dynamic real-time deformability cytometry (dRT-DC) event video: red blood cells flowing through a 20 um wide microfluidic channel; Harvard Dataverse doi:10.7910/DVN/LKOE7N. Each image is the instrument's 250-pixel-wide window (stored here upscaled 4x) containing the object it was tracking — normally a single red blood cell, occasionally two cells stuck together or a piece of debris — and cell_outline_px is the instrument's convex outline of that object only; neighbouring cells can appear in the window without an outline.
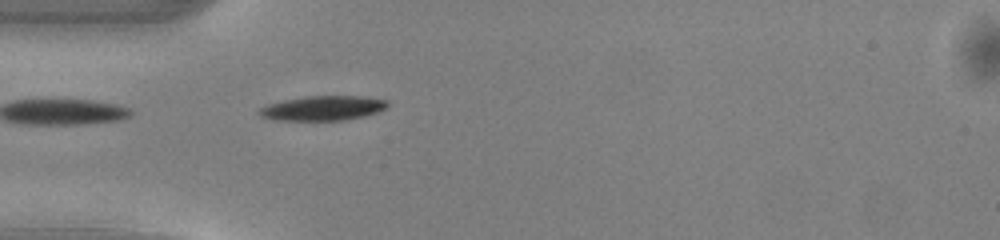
{"species": "common noctule bat (a hibernating species)", "species_latin": "Nyctalus noctula", "temperature_condition": "warm", "stored_images_in_passage": 36, "camera_frame_rate_fps": 3000, "um_per_image_px": 0.085, "animal": {"sex": "male", "body_mass_g": 13.0, "forearm_length_mm": 53.1}, "frame": {"image": 1, "passage_image": 1, "time_ms": 0.0, "image_size_px": [1000, 240], "cell_outline_px": [[388, 104], [384, 108], [376, 112], [364, 116], [344, 120], [272, 120], [260, 116], [256, 112], [260, 108], [268, 104], [284, 100], [304, 96], [364, 96], [388, 100]], "centroid_in_image_um": [27.4, 9.19], "position_along_channel_um": 57.6, "area_um2": 18.44}}
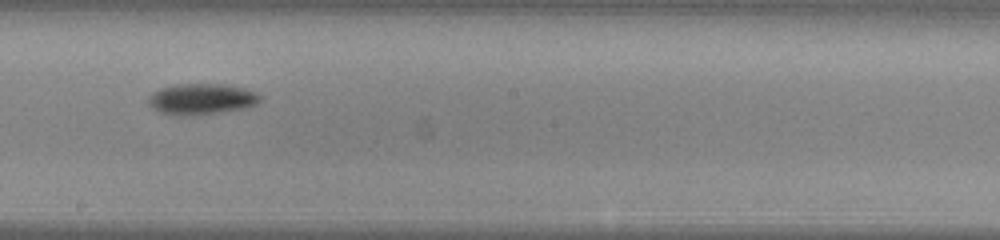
{"frame": {"image": 2, "passage_image": 14, "time_ms": 4.333, "image_size_px": [1000, 240], "cell_outline_px": [[260, 100], [256, 104], [244, 108], [200, 116], [176, 116], [160, 112], [152, 108], [148, 104], [148, 96], [152, 92], [160, 88], [176, 84], [220, 84], [244, 88], [256, 92], [260, 96]], "centroid_in_image_um": [17.08, 8.44], "position_along_channel_um": 231.1, "area_um2": 20.46}}
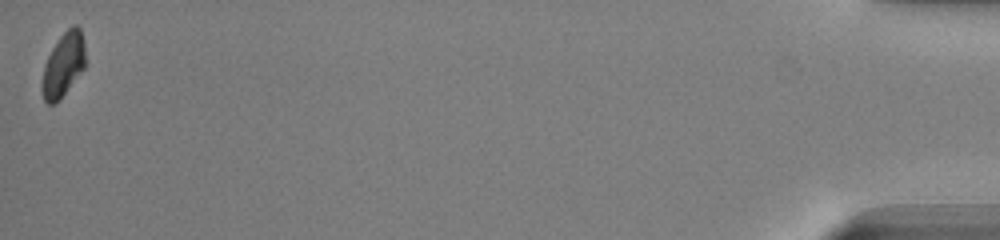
{"frame": {"image": 3, "passage_image": 36, "time_ms": 11.667, "image_size_px": [1000, 240], "cell_outline_px": [[84, 68], [60, 100], [52, 104], [48, 104], [44, 100], [40, 88], [44, 64], [52, 48], [60, 36], [72, 24], [76, 24], [80, 28], [84, 44]], "centroid_in_image_um": [5.35, 5.52], "position_along_channel_um": 429.8, "area_um2": 16.18}, "authors_computed_cell_mechanics": {"area_um2": 18.4093, "velocity_mm_per_s": 4.1051, "shape_relaxation_time_tau1_ms": 1.6762, "shape_relaxation_time_tau2_ms": null, "deformation_change_tau1": 0.1098, "deformation_change_tau2": null}}